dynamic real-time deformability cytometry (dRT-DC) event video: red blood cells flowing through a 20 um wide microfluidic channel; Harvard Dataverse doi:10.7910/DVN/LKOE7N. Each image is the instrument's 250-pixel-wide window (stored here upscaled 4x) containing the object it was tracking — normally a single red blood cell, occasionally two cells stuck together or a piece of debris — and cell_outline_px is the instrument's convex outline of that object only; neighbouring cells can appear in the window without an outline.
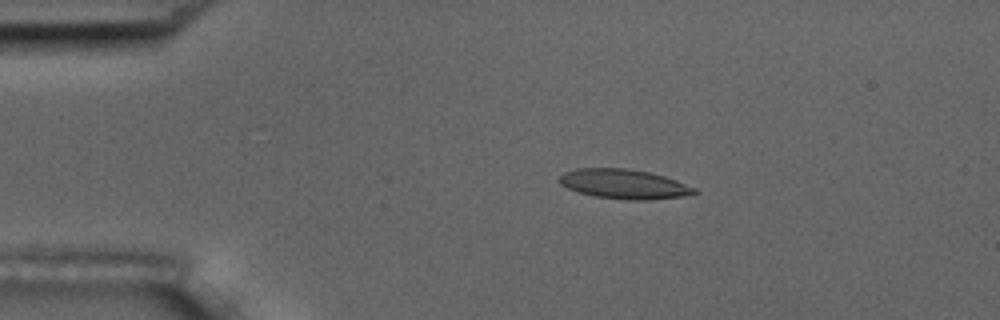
{"species": "common noctule bat (a hibernating species)", "species_latin": "Nyctalus noctula", "temperature_condition": "room temperature", "stored_images_in_passage": 4, "camera_frame_rate_fps": 3000, "um_per_image_px": 0.085, "animal": {"sex": "male", "body_mass_g": 17.5, "forearm_length_mm": 52.3}, "frame": {"image": 1, "passage_image": 2, "time_ms": 1.333, "image_size_px": [1000, 320], "cell_outline_px": [[700, 192], [684, 196], [644, 200], [628, 200], [592, 196], [568, 188], [560, 184], [556, 180], [564, 172], [576, 168], [628, 168], [648, 172], [664, 176], [676, 180], [696, 188]], "centroid_in_image_um": [53.02, 15.64], "position_along_channel_um": 32.0, "area_um2": 23.35}}
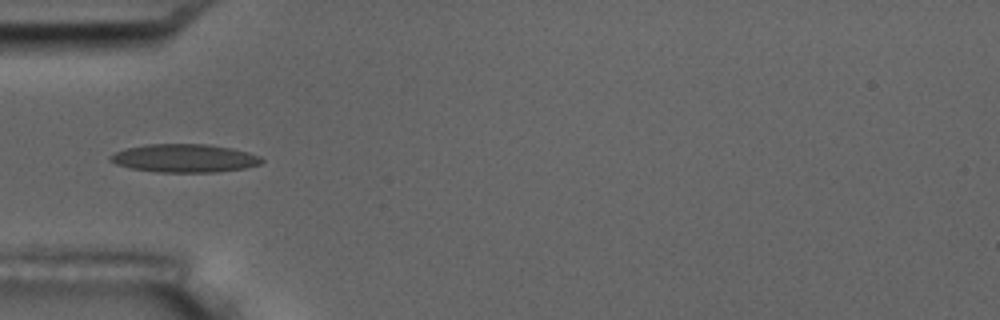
{"frame": {"image": 2, "passage_image": 4, "time_ms": 3.667, "image_size_px": [1000, 320], "cell_outline_px": [[264, 160], [260, 164], [244, 168], [216, 172], [156, 172], [132, 168], [116, 164], [108, 156], [124, 148], [148, 144], [208, 144], [232, 148], [248, 152], [260, 156]], "centroid_in_image_um": [15.7, 13.44], "position_along_channel_um": 69.3, "area_um2": 24.85}}